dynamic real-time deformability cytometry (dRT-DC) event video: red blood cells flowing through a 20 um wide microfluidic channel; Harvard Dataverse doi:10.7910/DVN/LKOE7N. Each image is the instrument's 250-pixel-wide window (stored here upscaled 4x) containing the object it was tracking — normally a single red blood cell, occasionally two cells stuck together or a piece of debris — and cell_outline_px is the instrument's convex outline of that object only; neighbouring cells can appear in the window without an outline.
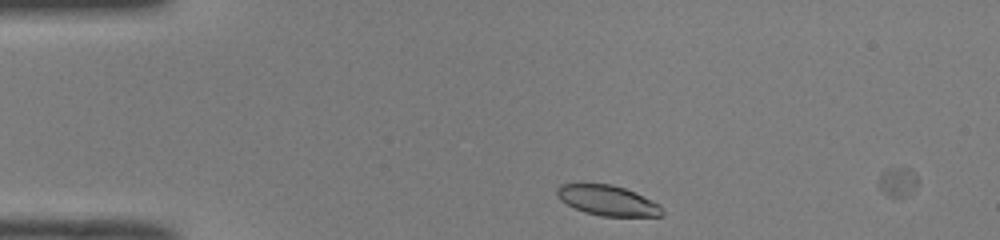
{"species": "common noctule bat (a hibernating species)", "species_latin": "Nyctalus noctula", "temperature_condition": "room temperature", "stored_images_in_passage": 7, "camera_frame_rate_fps": 3000, "um_per_image_px": 0.085, "animal": {"sex": "male", "body_mass_g": 19.0, "forearm_length_mm": 50.8}, "frame": {"image": 1, "passage_image": 4, "time_ms": 1.0, "image_size_px": [1000, 240], "cell_outline_px": [[664, 212], [660, 216], [600, 216], [584, 212], [560, 200], [556, 196], [556, 188], [560, 184], [612, 184], [636, 192], [660, 204]], "centroid_in_image_um": [51.65, 17.04], "position_along_channel_um": 33.3, "area_um2": 18.55}}